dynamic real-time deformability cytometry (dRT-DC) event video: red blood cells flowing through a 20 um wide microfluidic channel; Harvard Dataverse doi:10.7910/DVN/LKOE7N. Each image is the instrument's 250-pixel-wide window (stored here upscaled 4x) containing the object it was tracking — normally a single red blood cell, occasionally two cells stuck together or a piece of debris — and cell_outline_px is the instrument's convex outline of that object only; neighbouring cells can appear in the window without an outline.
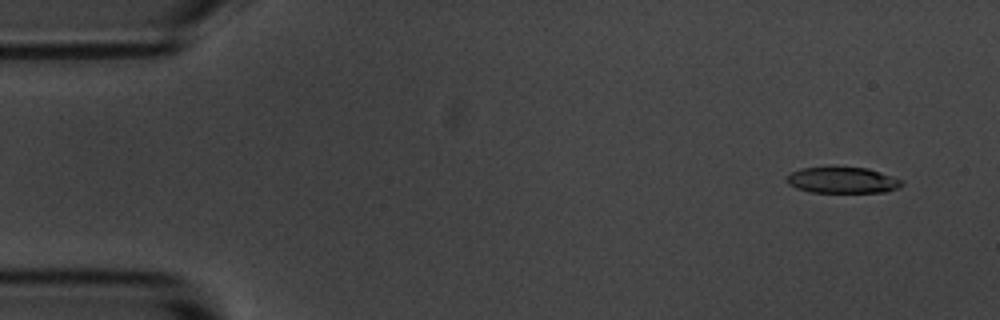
{"species": "common noctule bat (a hibernating species)", "species_latin": "Nyctalus noctula", "temperature_condition": "room temperature", "stored_images_in_passage": 52, "camera_frame_rate_fps": 3000, "um_per_image_px": 0.085, "animal": {"sex": "male", "body_mass_g": 20.1, "forearm_length_mm": 53.5}, "frame": {"image": 1, "passage_image": 4, "time_ms": 1.0, "image_size_px": [1000, 320], "cell_outline_px": [[904, 184], [896, 188], [884, 192], [812, 192], [796, 188], [788, 184], [784, 180], [792, 172], [800, 168], [868, 168], [900, 180]], "centroid_in_image_um": [71.55, 15.33], "position_along_channel_um": 13.4, "area_um2": 17.05}}
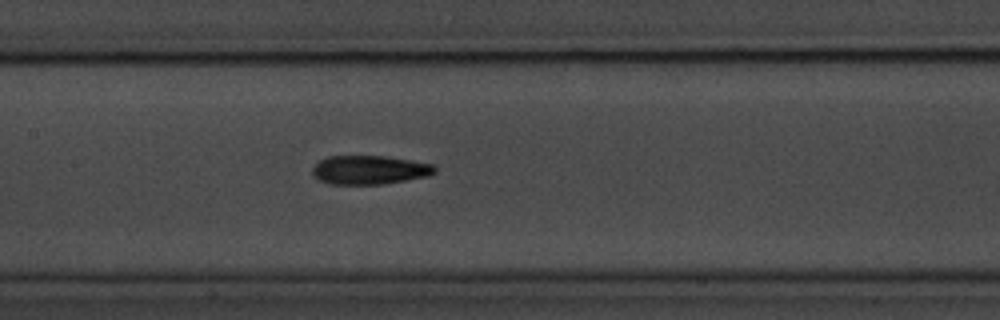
{"frame": {"image": 2, "passage_image": 26, "time_ms": 8.333, "image_size_px": [1000, 320], "cell_outline_px": [[436, 172], [428, 176], [384, 184], [328, 184], [320, 180], [312, 172], [312, 168], [320, 160], [328, 156], [384, 156], [432, 164], [436, 168]], "centroid_in_image_um": [31.4, 14.44], "position_along_channel_um": 176.0, "area_um2": 20.4}}
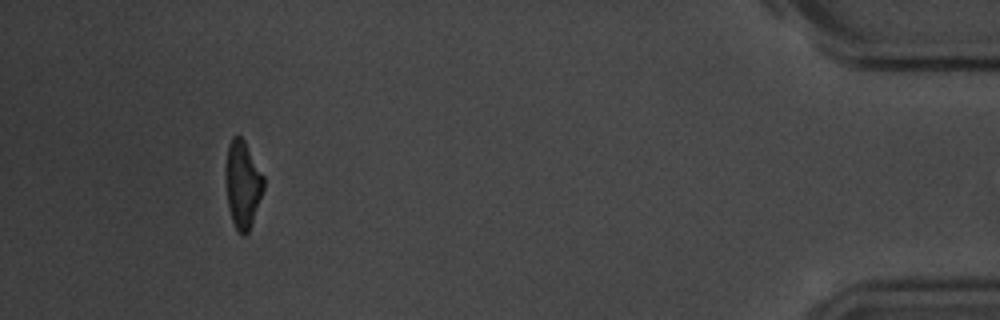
{"frame": {"image": 3, "passage_image": 51, "time_ms": 16.667, "image_size_px": [1000, 320], "cell_outline_px": [[264, 188], [248, 232], [244, 236], [240, 236], [232, 220], [228, 208], [224, 176], [224, 172], [228, 144], [232, 136], [240, 136], [244, 140], [264, 176]], "centroid_in_image_um": [20.59, 15.65], "position_along_channel_um": 414.6, "area_um2": 19.48}}